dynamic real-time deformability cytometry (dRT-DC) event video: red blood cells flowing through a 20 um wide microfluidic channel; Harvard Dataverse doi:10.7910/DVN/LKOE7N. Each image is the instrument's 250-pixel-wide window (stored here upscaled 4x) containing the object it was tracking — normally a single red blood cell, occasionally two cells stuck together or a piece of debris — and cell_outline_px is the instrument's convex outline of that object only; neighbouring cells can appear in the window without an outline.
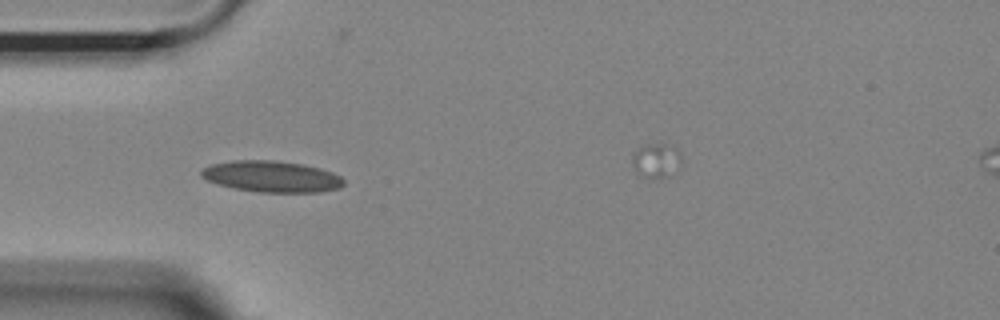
{"species": "Egyptian fruit bat (a non-hibernating species)", "species_latin": "Rousettus aegyptiacus", "temperature_condition": "room temperature", "stored_images_in_passage": 10, "camera_frame_rate_fps": 3000, "um_per_image_px": 0.085, "animal": {"sex": "female"}, "frame": {"image": 1, "passage_image": 6, "time_ms": 1.667, "image_size_px": [1000, 320], "cell_outline_px": [[344, 184], [340, 188], [320, 192], [260, 192], [232, 188], [216, 184], [200, 176], [200, 172], [204, 168], [212, 164], [232, 160], [272, 160], [304, 164], [320, 168], [332, 172], [340, 176], [344, 180]], "centroid_in_image_um": [23.09, 15.0], "position_along_channel_um": 61.9, "area_um2": 26.07}}
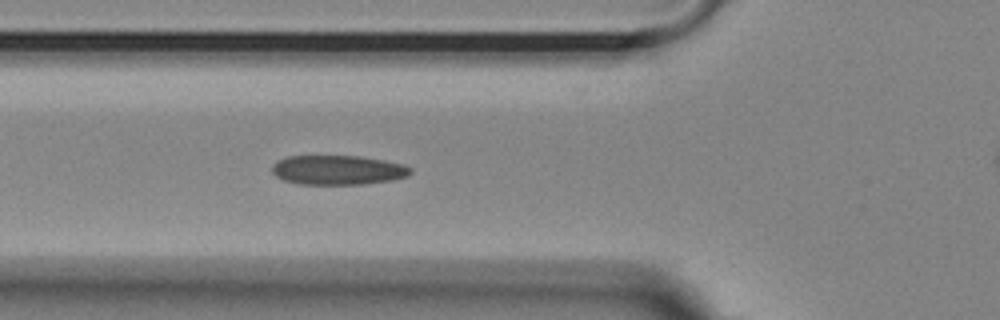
{"frame": {"image": 2, "passage_image": 9, "time_ms": 2.667, "image_size_px": [1000, 320], "cell_outline_px": [[412, 172], [408, 176], [392, 180], [364, 184], [296, 184], [284, 180], [276, 176], [272, 172], [272, 164], [276, 160], [288, 156], [360, 156], [384, 160], [404, 164], [412, 168]], "centroid_in_image_um": [28.72, 14.45], "position_along_channel_um": 97.1, "area_um2": 23.99}}